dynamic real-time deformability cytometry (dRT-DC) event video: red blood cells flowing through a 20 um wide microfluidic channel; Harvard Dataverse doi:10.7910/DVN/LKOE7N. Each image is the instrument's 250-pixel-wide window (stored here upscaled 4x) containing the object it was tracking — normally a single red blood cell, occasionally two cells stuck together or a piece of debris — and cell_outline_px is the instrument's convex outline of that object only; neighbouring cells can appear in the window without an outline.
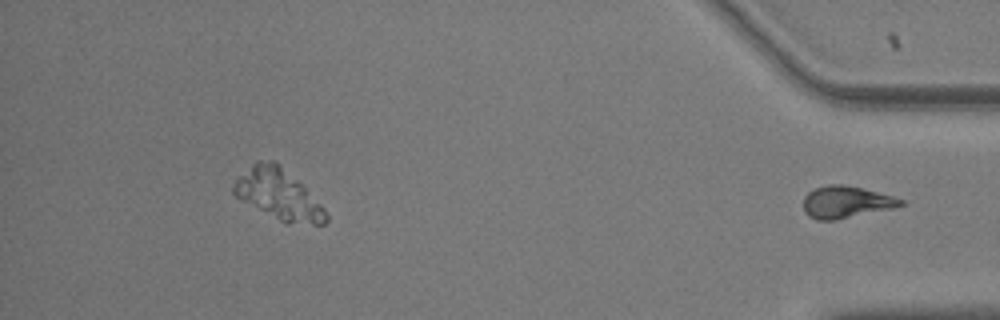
{"species": "common noctule bat (a hibernating species)", "species_latin": "Nyctalus noctula", "temperature_condition": "warm", "stored_images_in_passage": 52, "segment_of_instrument_passage": [2, 2], "camera_frame_rate_fps": 3000, "um_per_image_px": 0.085, "animal": {"sex": "male", "body_mass_g": 20.5, "forearm_length_mm": 52.5}, "frame": {"image": 1, "passage_image": 52, "time_ms": 17.0, "image_size_px": [1000, 320], "cell_outline_px": [[904, 204], [892, 208], [832, 220], [816, 220], [808, 216], [804, 212], [804, 196], [808, 192], [816, 188], [828, 184], [844, 184], [892, 196], [904, 200]], "centroid_in_image_um": [71.86, 17.17], "position_along_channel_um": 363.3, "area_um2": 17.8}}